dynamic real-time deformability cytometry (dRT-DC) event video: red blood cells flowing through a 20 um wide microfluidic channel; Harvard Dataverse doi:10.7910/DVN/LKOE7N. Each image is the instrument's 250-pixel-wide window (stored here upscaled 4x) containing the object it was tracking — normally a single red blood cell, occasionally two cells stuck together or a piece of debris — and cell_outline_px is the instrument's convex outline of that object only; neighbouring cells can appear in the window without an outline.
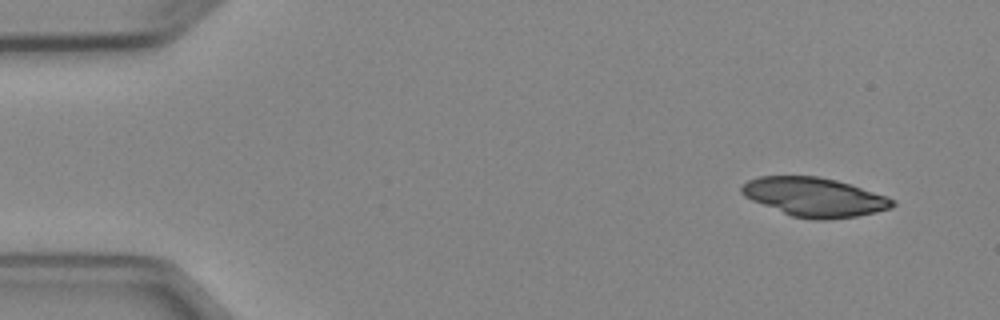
{"species": "Egyptian fruit bat (a non-hibernating species)", "species_latin": "Rousettus aegyptiacus", "temperature_condition": "cold", "stored_images_in_passage": 4, "camera_frame_rate_fps": 3000, "um_per_image_px": 0.085, "animal": {"sex": "female"}, "frame": {"image": 1, "passage_image": 1, "time_ms": 0.0, "image_size_px": [1000, 320], "cell_outline_px": [[896, 204], [892, 208], [876, 212], [856, 216], [824, 220], [816, 220], [792, 216], [752, 200], [744, 196], [740, 192], [740, 188], [748, 180], [760, 176], [816, 176], [836, 180], [888, 196], [896, 200]], "centroid_in_image_um": [69.25, 16.75], "position_along_channel_um": 15.7, "area_um2": 34.16}}